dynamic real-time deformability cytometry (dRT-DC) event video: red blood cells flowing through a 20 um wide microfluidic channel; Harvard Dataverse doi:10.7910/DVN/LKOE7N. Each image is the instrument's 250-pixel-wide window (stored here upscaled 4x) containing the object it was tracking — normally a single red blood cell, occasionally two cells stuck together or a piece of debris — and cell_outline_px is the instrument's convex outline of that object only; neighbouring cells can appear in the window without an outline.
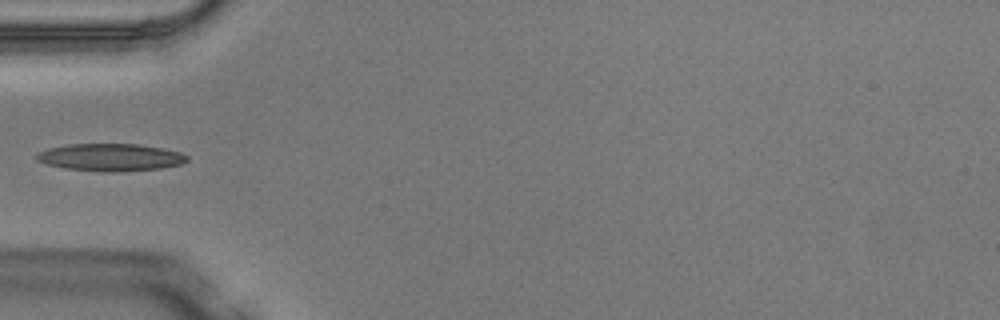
{"species": "Egyptian fruit bat (a non-hibernating species)", "species_latin": "Rousettus aegyptiacus", "temperature_condition": "warm", "stored_images_in_passage": 5, "camera_frame_rate_fps": 3000, "um_per_image_px": 0.085, "animal": {"sex": "male"}, "frame": {"image": 1, "passage_image": 5, "time_ms": 1.333, "image_size_px": [1000, 320], "cell_outline_px": [[188, 160], [184, 164], [160, 168], [124, 172], [100, 172], [64, 168], [48, 164], [36, 160], [32, 156], [48, 148], [68, 144], [136, 144], [164, 148], [180, 152], [188, 156]], "centroid_in_image_um": [9.4, 13.38], "position_along_channel_um": 75.6, "area_um2": 24.33}}